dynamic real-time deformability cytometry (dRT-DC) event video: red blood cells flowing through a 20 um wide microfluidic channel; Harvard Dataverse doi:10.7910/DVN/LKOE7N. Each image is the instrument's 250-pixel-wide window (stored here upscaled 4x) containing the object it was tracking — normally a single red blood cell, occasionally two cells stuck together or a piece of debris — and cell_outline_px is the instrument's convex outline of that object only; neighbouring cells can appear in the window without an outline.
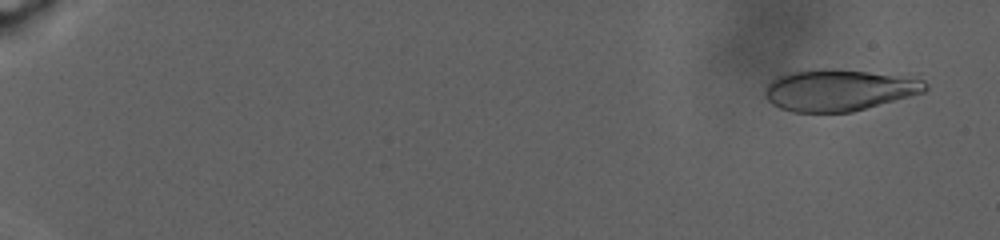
{"species": "human", "species_latin": "Homo sapiens", "temperature_condition": "warm", "stored_images_in_passage": 105, "camera_frame_rate_fps": 3000, "um_per_image_px": 0.085, "donor": {"sex": "male"}, "frame": {"image": 1, "passage_image": 6, "time_ms": 1.667, "image_size_px": [1000, 240], "cell_outline_px": [[928, 88], [924, 92], [852, 112], [792, 112], [780, 108], [772, 104], [764, 96], [764, 88], [776, 76], [788, 72], [820, 68], [832, 68], [868, 72], [924, 80], [928, 84]], "centroid_in_image_um": [71.23, 7.66], "position_along_channel_um": 13.8, "area_um2": 38.73}}
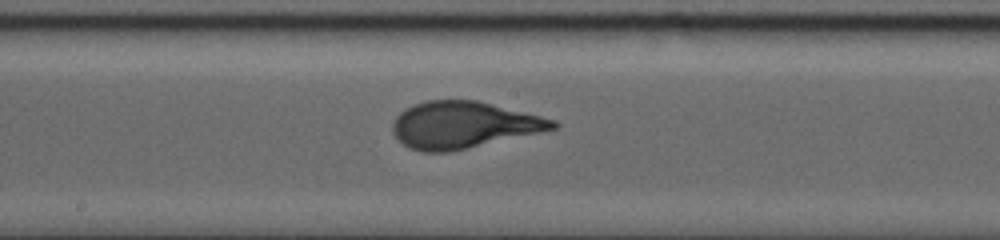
{"frame": {"image": 2, "passage_image": 62, "time_ms": 19.333, "image_size_px": [1000, 240], "cell_outline_px": [[560, 124], [556, 128], [448, 152], [424, 152], [408, 148], [392, 132], [392, 124], [396, 116], [404, 108], [428, 100], [476, 100], [556, 120]], "centroid_in_image_um": [39.34, 10.61], "position_along_channel_um": 208.9, "area_um2": 43.0}}
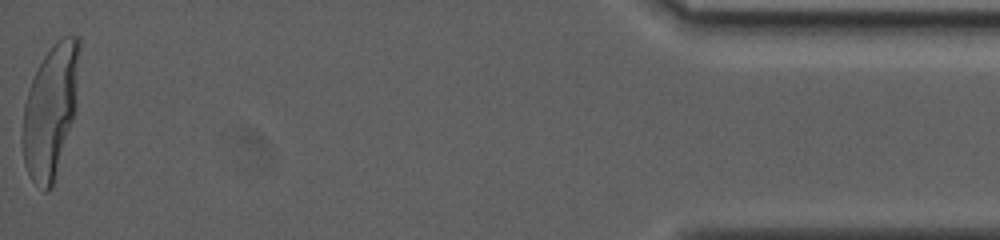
{"frame": {"image": 3, "passage_image": 105, "time_ms": 32.333, "image_size_px": [1000, 240], "cell_outline_px": [[80, 48], [76, 108], [52, 188], [48, 192], [44, 192], [32, 180], [24, 164], [24, 104], [32, 80], [44, 56], [52, 44], [56, 40], [64, 36], [76, 36], [80, 40]], "centroid_in_image_um": [4.33, 9.39], "position_along_channel_um": 430.9, "area_um2": 43.29}}